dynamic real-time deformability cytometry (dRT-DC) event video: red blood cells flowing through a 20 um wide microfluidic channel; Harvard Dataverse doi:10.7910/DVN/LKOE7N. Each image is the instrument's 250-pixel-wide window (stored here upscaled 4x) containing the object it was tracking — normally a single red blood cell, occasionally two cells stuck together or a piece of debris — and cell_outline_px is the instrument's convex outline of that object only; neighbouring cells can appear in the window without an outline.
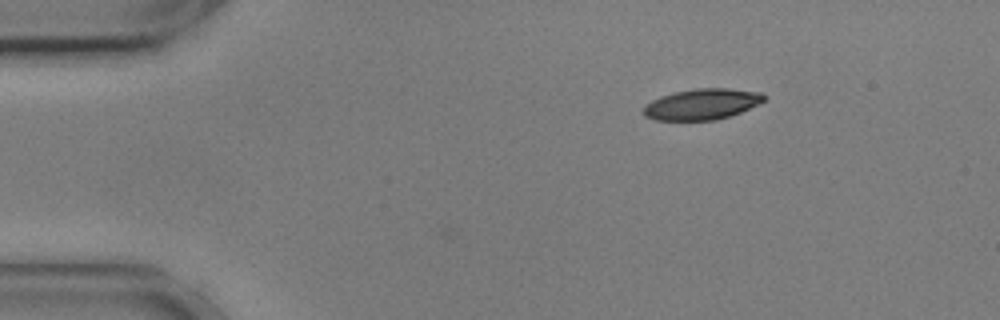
{"species": "common noctule bat (a hibernating species)", "species_latin": "Nyctalus noctula", "temperature_condition": "cold", "stored_images_in_passage": 38, "camera_frame_rate_fps": 3000, "um_per_image_px": 0.085, "animal": {"sex": "male", "body_mass_g": 17.9, "forearm_length_mm": 54.2}, "frame": {"image": 1, "passage_image": 1, "time_ms": 0.0, "image_size_px": [1000, 320], "cell_outline_px": [[768, 96], [760, 104], [740, 112], [716, 120], [652, 120], [644, 116], [644, 104], [660, 96], [676, 92], [696, 88], [728, 88], [760, 92]], "centroid_in_image_um": [59.67, 8.85], "position_along_channel_um": 25.3, "area_um2": 21.79}}
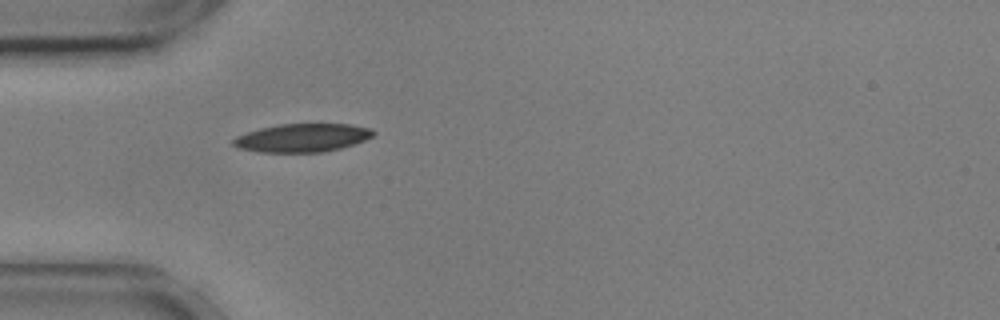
{"frame": {"image": 2, "passage_image": 9, "time_ms": 2.667, "image_size_px": [1000, 320], "cell_outline_px": [[376, 132], [372, 136], [364, 140], [340, 148], [324, 152], [256, 152], [240, 148], [232, 144], [232, 140], [236, 136], [260, 128], [280, 124], [348, 124], [372, 128]], "centroid_in_image_um": [25.69, 11.71], "position_along_channel_um": 59.3, "area_um2": 23.0}}
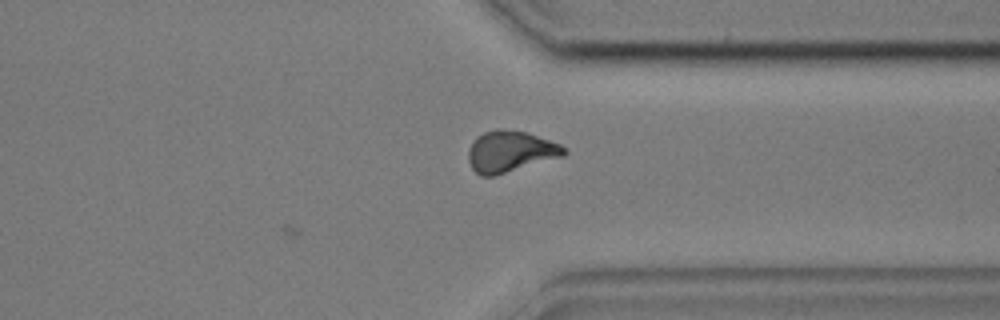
{"frame": {"image": 3, "passage_image": 35, "time_ms": 11.333, "image_size_px": [1000, 320], "cell_outline_px": [[568, 152], [564, 156], [492, 176], [480, 176], [472, 168], [468, 160], [468, 148], [472, 140], [476, 136], [484, 132], [496, 128], [504, 128], [528, 132], [560, 144], [568, 148]], "centroid_in_image_um": [43.37, 12.85], "position_along_channel_um": 368.0, "area_um2": 23.29}, "authors_computed_cell_mechanics": {"area_um2": 22.7732, "velocity_mm_per_s": 3.598, "shape_relaxation_time_tau1_ms": 4.4021, "shape_relaxation_time_tau2_ms": 2.7909, "deformation_change_tau1": 0.1406, "deformation_change_tau2": 0.0767}}